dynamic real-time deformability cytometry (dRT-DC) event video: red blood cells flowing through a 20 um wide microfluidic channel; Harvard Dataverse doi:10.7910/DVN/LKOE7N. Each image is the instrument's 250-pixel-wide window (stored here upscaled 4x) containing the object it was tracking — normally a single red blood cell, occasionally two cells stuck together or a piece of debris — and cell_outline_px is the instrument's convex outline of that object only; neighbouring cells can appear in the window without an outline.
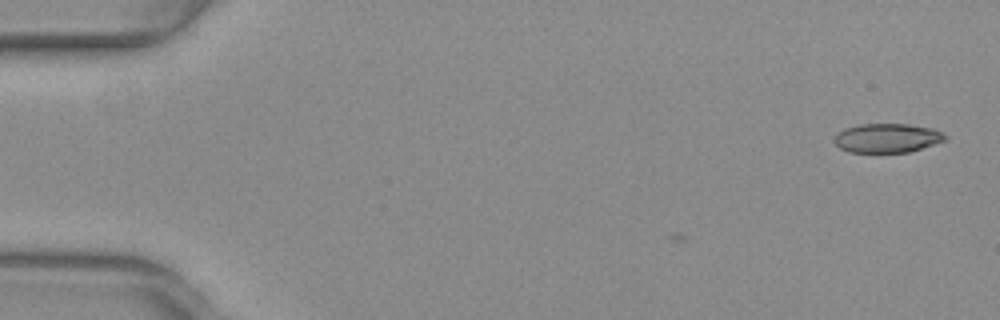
{"species": "common noctule bat (a hibernating species)", "species_latin": "Nyctalus noctula", "temperature_condition": "warm", "stored_images_in_passage": 3, "camera_frame_rate_fps": 3000, "um_per_image_px": 0.085, "animal": {"sex": "female", "body_mass_g": 29.2, "forearm_length_mm": 56.3}, "frame": {"image": 1, "passage_image": 1, "time_ms": 0.0, "image_size_px": [1000, 320], "cell_outline_px": [[948, 140], [908, 152], [848, 152], [840, 148], [832, 140], [844, 128], [860, 124], [908, 124], [932, 128], [948, 136]], "centroid_in_image_um": [75.42, 11.73], "position_along_channel_um": 9.6, "area_um2": 18.79}}